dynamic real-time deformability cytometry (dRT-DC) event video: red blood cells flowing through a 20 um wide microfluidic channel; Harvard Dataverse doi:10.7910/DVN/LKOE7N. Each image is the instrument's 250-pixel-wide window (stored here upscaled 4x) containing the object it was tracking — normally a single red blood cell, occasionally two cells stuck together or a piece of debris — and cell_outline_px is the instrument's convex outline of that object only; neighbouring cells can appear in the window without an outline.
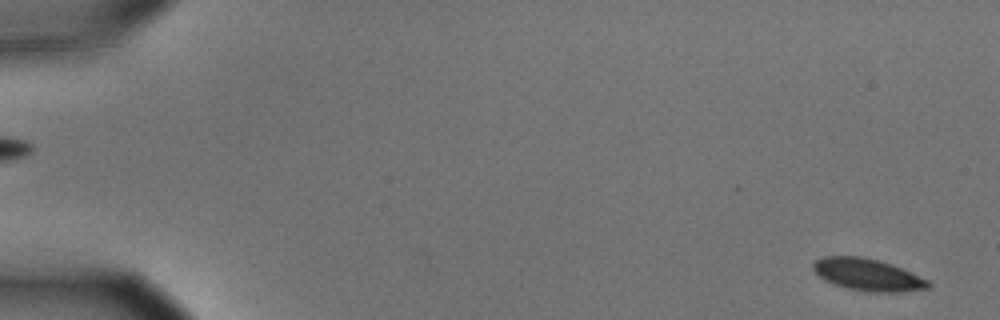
{"species": "common noctule bat (a hibernating species)", "species_latin": "Nyctalus noctula", "temperature_condition": "cold", "stored_images_in_passage": 17, "camera_frame_rate_fps": 3000, "um_per_image_px": 0.085, "animal": {"sex": "male", "body_mass_g": 15.6}, "frame": {"image": 1, "passage_image": 2, "time_ms": 0.333, "image_size_px": [1000, 320], "cell_outline_px": [[932, 284], [928, 288], [904, 292], [868, 292], [848, 288], [824, 280], [812, 268], [812, 264], [820, 256], [860, 256], [880, 260], [892, 264], [928, 280]], "centroid_in_image_um": [73.75, 23.34], "position_along_channel_um": 11.2, "area_um2": 21.5}}
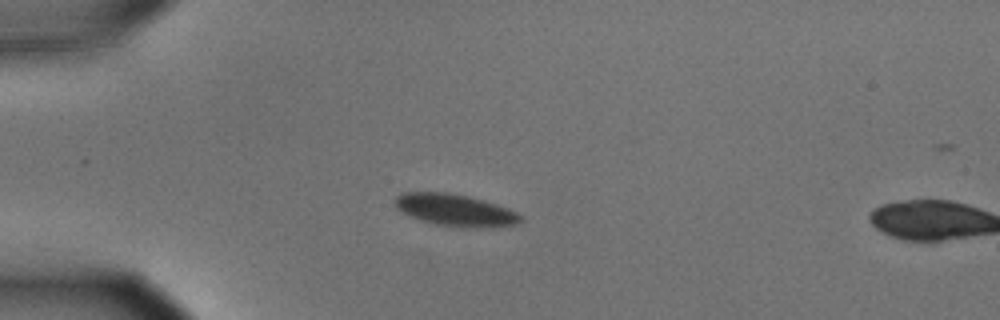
{"frame": {"image": 2, "passage_image": 15, "time_ms": 4.667, "image_size_px": [1000, 320], "cell_outline_px": [[524, 220], [516, 224], [492, 228], [464, 228], [436, 224], [420, 220], [396, 208], [392, 200], [396, 196], [404, 192], [444, 192], [468, 196], [484, 200], [508, 208], [516, 212]], "centroid_in_image_um": [38.7, 17.87], "position_along_channel_um": 46.3, "area_um2": 23.58}}